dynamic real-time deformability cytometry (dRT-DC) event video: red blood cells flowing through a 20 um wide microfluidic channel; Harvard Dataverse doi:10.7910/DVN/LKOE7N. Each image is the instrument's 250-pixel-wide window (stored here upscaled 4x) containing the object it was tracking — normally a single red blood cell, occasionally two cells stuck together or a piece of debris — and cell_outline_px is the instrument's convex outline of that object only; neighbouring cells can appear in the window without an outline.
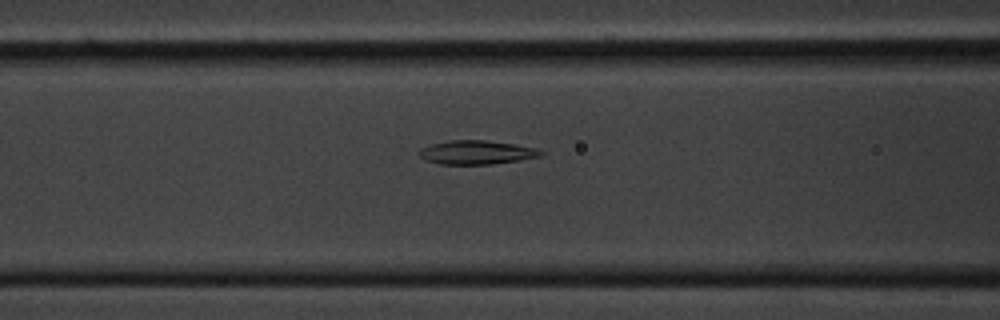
{"species": "common noctule bat (a hibernating species)", "species_latin": "Nyctalus noctula", "temperature_condition": "cold", "stored_images_in_passage": 35, "camera_frame_rate_fps": 3000, "um_per_image_px": 0.085, "animal": {"sex": "male", "body_mass_g": 20.1, "forearm_length_mm": 53.5}, "frame": {"image": 1, "passage_image": 7, "time_ms": 2.0, "image_size_px": [1000, 320], "cell_outline_px": [[544, 156], [488, 164], [440, 164], [424, 160], [420, 156], [420, 148], [432, 144], [448, 140], [484, 140], [512, 144], [536, 148], [544, 152]], "centroid_in_image_um": [40.49, 12.95], "position_along_channel_um": 126.1, "area_um2": 16.7}}
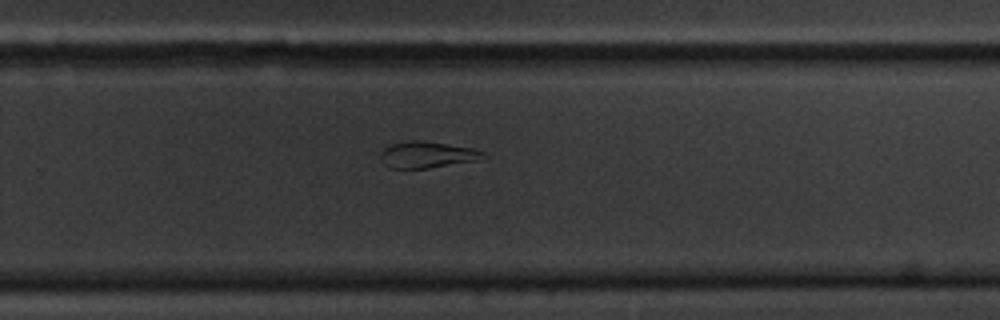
{"frame": {"image": 2, "passage_image": 21, "time_ms": 6.667, "image_size_px": [1000, 320], "cell_outline_px": [[488, 156], [476, 160], [428, 168], [388, 168], [384, 164], [380, 156], [380, 152], [384, 148], [392, 144], [412, 140], [420, 140], [448, 144], [472, 148], [484, 152]], "centroid_in_image_um": [36.28, 13.15], "position_along_channel_um": 293.5, "area_um2": 15.66}}
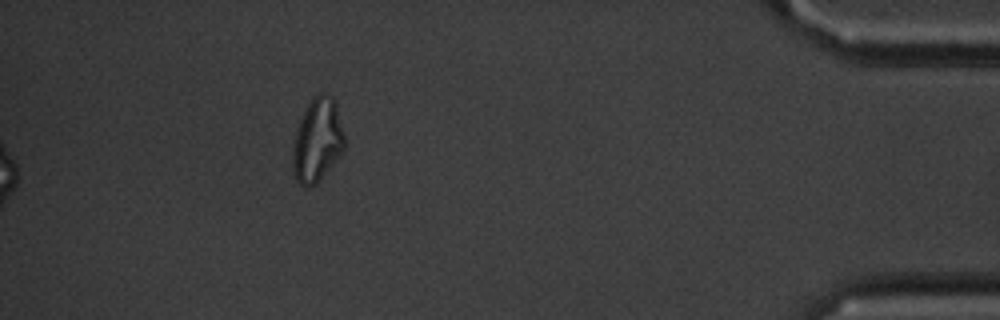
{"frame": {"image": 3, "passage_image": 35, "time_ms": 11.333, "image_size_px": [1000, 320], "cell_outline_px": [[344, 148], [316, 184], [304, 188], [296, 180], [292, 168], [292, 144], [300, 120], [308, 104], [320, 92], [324, 92], [332, 96], [336, 104], [344, 136]], "centroid_in_image_um": [26.94, 11.93], "position_along_channel_um": 408.3, "area_um2": 24.85}, "authors_computed_cell_mechanics": {"area_um2": 17.1088, "velocity_mm_per_s": 3.5984, "shape_relaxation_time_tau1_ms": null, "shape_relaxation_time_tau2_ms": 5.0667, "deformation_change_tau1": null, "deformation_change_tau2": 0.1061}}